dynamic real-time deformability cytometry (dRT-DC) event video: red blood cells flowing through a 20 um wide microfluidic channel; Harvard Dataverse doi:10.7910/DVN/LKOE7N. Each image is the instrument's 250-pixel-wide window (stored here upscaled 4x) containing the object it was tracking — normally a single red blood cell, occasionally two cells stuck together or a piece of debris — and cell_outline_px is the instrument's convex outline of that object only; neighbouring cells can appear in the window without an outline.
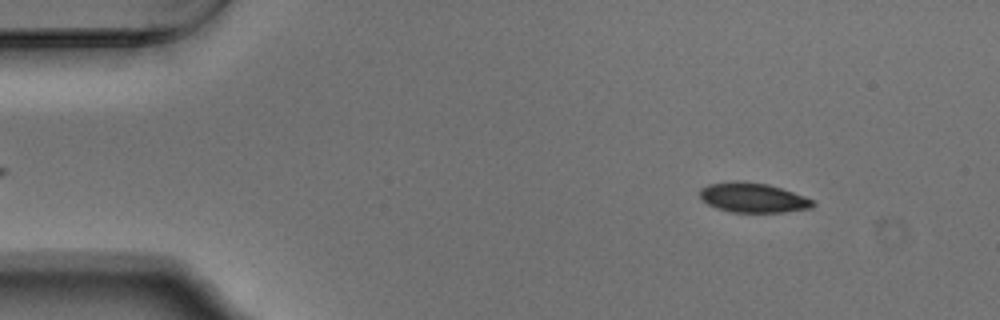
{"species": "Egyptian fruit bat (a non-hibernating species)", "species_latin": "Rousettus aegyptiacus", "temperature_condition": "warm", "stored_images_in_passage": 16, "camera_frame_rate_fps": 3000, "um_per_image_px": 0.085, "animal": {"sex": "male"}, "frame": {"image": 1, "passage_image": 6, "time_ms": 1.667, "image_size_px": [1000, 320], "cell_outline_px": [[816, 204], [812, 208], [784, 212], [732, 212], [716, 208], [708, 204], [700, 196], [700, 188], [708, 184], [732, 180], [740, 180], [768, 184], [804, 196], [812, 200]], "centroid_in_image_um": [63.99, 16.79], "position_along_channel_um": 21.0, "area_um2": 19.59}}